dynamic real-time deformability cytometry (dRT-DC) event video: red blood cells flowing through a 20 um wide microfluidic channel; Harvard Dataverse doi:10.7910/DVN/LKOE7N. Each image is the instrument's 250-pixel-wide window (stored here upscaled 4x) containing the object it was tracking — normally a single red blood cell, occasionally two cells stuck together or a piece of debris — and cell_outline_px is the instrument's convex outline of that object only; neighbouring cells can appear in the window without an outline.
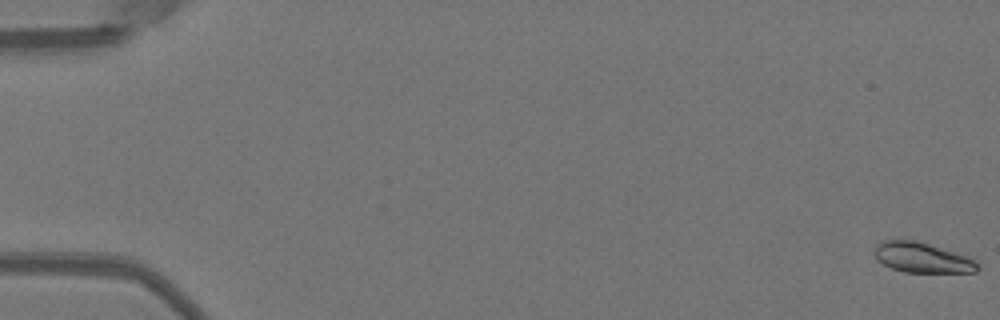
{"species": "Egyptian fruit bat (a non-hibernating species)", "species_latin": "Rousettus aegyptiacus", "temperature_condition": "warm", "stored_images_in_passage": 52, "camera_frame_rate_fps": 3000, "um_per_image_px": 0.085, "animal": {"sex": "female"}, "frame": {"image": 1, "passage_image": 1, "time_ms": 0.0, "image_size_px": [1000, 320], "cell_outline_px": [[980, 268], [976, 272], [904, 272], [892, 268], [884, 264], [872, 252], [876, 244], [884, 240], [916, 240], [968, 256]], "centroid_in_image_um": [78.36, 21.89], "position_along_channel_um": 6.6, "area_um2": 17.92}}
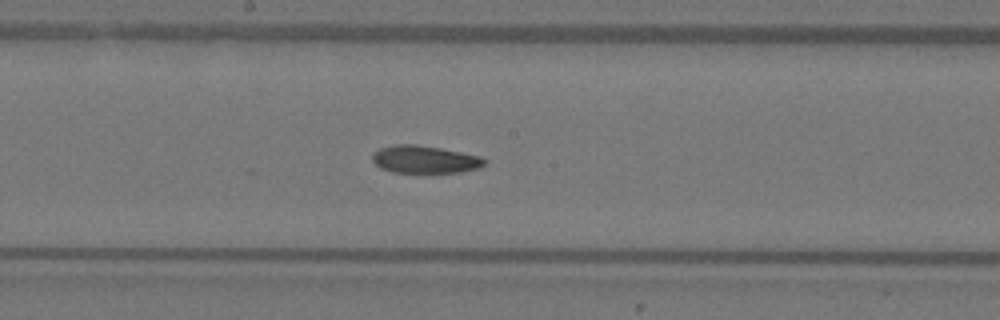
{"frame": {"image": 2, "passage_image": 29, "time_ms": 9.333, "image_size_px": [1000, 320], "cell_outline_px": [[488, 160], [480, 168], [460, 172], [392, 172], [380, 168], [372, 160], [372, 152], [380, 148], [396, 144], [416, 144], [440, 148], [484, 156]], "centroid_in_image_um": [36.13, 13.54], "position_along_channel_um": 212.1, "area_um2": 18.21}}
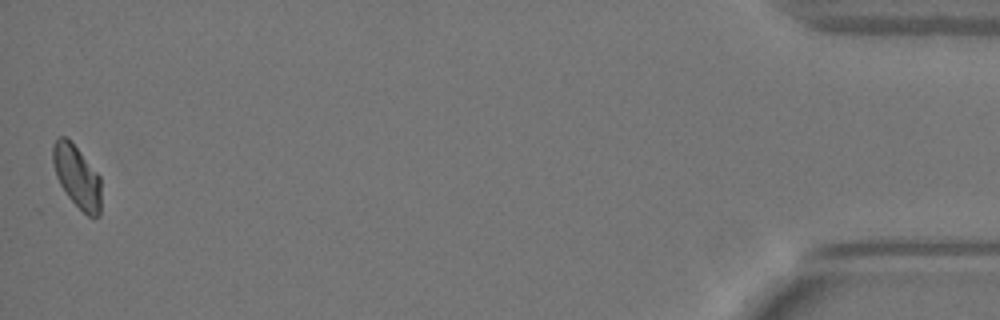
{"frame": {"image": 3, "passage_image": 52, "time_ms": 17.0, "image_size_px": [1000, 320], "cell_outline_px": [[100, 216], [88, 216], [68, 196], [60, 184], [56, 176], [52, 164], [52, 144], [60, 136], [64, 136], [80, 152], [100, 176]], "centroid_in_image_um": [6.52, 15.0], "position_along_channel_um": 428.7, "area_um2": 17.22}, "authors_computed_cell_mechanics": {"area_um2": 18.207, "velocity_mm_per_s": 3.9828, "shape_relaxation_time_tau1_ms": 6.2178, "shape_relaxation_time_tau2_ms": 4.1422, "deformation_change_tau1": 0.1647, "deformation_change_tau2": 0.0815}}